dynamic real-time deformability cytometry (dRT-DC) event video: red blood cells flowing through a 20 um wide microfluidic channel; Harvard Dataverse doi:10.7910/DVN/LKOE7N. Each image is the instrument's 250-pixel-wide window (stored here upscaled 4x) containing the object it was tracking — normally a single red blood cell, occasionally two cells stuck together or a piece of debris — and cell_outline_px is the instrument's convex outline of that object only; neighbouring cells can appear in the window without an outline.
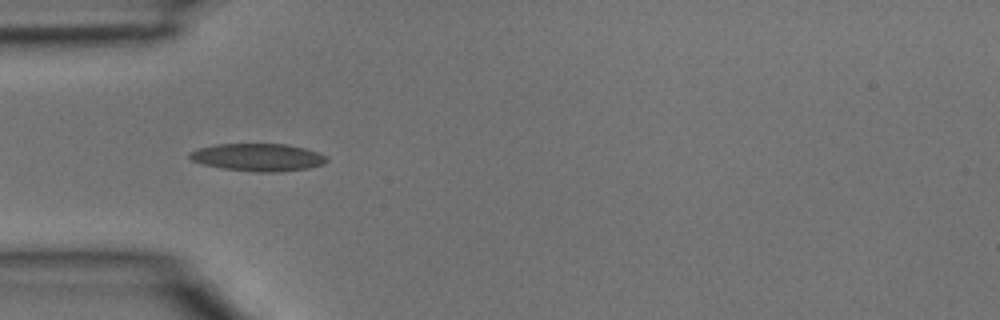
{"species": "common noctule bat (a hibernating species)", "species_latin": "Nyctalus noctula", "temperature_condition": "room temperature", "stored_images_in_passage": 4, "camera_frame_rate_fps": 3000, "um_per_image_px": 0.085, "animal": {"sex": "male", "body_mass_g": 15.6}, "frame": {"image": 1, "passage_image": 3, "time_ms": 0.667, "image_size_px": [1000, 320], "cell_outline_px": [[328, 160], [324, 164], [308, 168], [276, 172], [256, 172], [224, 168], [204, 164], [192, 160], [188, 156], [188, 152], [196, 148], [216, 144], [288, 144], [304, 148], [328, 156]], "centroid_in_image_um": [21.92, 13.36], "position_along_channel_um": 63.1, "area_um2": 22.02}}